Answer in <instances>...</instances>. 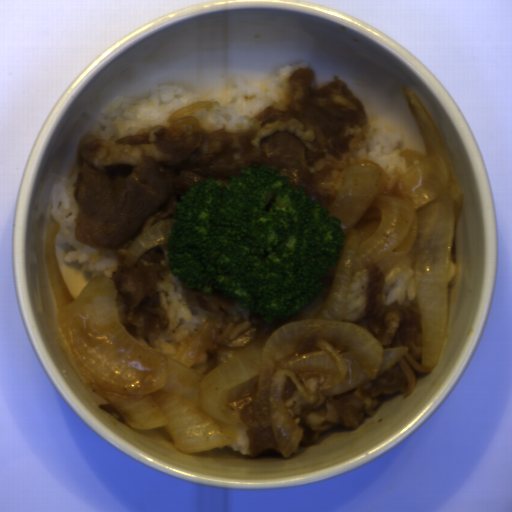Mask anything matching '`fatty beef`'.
I'll use <instances>...</instances> for the list:
<instances>
[{"label": "fatty beef", "mask_w": 512, "mask_h": 512, "mask_svg": "<svg viewBox=\"0 0 512 512\" xmlns=\"http://www.w3.org/2000/svg\"><path fill=\"white\" fill-rule=\"evenodd\" d=\"M386 274L376 264L353 276L341 321L362 327L375 337L383 349L407 347L408 351L388 370L338 397H325L316 405L319 390L331 375L296 371L302 395L290 377L281 391L283 403L296 424L302 428L299 443L316 444L324 431L332 427L353 430L372 416L391 393L408 396L417 379L431 374L435 366H424V340L419 302L387 304L383 301Z\"/></svg>", "instance_id": "1bbc456c"}, {"label": "fatty beef", "mask_w": 512, "mask_h": 512, "mask_svg": "<svg viewBox=\"0 0 512 512\" xmlns=\"http://www.w3.org/2000/svg\"><path fill=\"white\" fill-rule=\"evenodd\" d=\"M458 276V265L456 259L455 249L452 246V259H451V267H450V275H449V285H454Z\"/></svg>", "instance_id": "2513f850"}, {"label": "fatty beef", "mask_w": 512, "mask_h": 512, "mask_svg": "<svg viewBox=\"0 0 512 512\" xmlns=\"http://www.w3.org/2000/svg\"><path fill=\"white\" fill-rule=\"evenodd\" d=\"M99 409H103V410L109 412L113 417H115L116 419H118L122 423H126L124 421V419L119 415V413L114 409V407L111 404L99 405Z\"/></svg>", "instance_id": "7934fd38"}, {"label": "fatty beef", "mask_w": 512, "mask_h": 512, "mask_svg": "<svg viewBox=\"0 0 512 512\" xmlns=\"http://www.w3.org/2000/svg\"><path fill=\"white\" fill-rule=\"evenodd\" d=\"M309 67L289 76L287 106H269L251 118L244 132L193 131L190 123L154 125L117 141L83 138L82 168L73 189L77 200L75 236L86 247L113 250L119 319L133 336L159 335L170 319L156 283L169 268L170 243L145 252L134 266L126 255L152 225L176 219V203L196 182L242 176V168H274L293 189L327 211L345 173L358 165L356 153L368 125L364 104L340 78L321 87Z\"/></svg>", "instance_id": "8fa450e3"}, {"label": "fatty beef", "mask_w": 512, "mask_h": 512, "mask_svg": "<svg viewBox=\"0 0 512 512\" xmlns=\"http://www.w3.org/2000/svg\"><path fill=\"white\" fill-rule=\"evenodd\" d=\"M185 300L188 306L199 307L209 313H217L220 308L230 310L235 304V299L226 297L222 290L217 289L212 294H205L190 288Z\"/></svg>", "instance_id": "51303b74"}, {"label": "fatty beef", "mask_w": 512, "mask_h": 512, "mask_svg": "<svg viewBox=\"0 0 512 512\" xmlns=\"http://www.w3.org/2000/svg\"><path fill=\"white\" fill-rule=\"evenodd\" d=\"M270 394L271 387L266 390L255 387L229 404L228 411L234 422L236 437L229 445L236 452H242L245 457L270 449L281 452L274 435Z\"/></svg>", "instance_id": "5ad873be"}]
</instances>
